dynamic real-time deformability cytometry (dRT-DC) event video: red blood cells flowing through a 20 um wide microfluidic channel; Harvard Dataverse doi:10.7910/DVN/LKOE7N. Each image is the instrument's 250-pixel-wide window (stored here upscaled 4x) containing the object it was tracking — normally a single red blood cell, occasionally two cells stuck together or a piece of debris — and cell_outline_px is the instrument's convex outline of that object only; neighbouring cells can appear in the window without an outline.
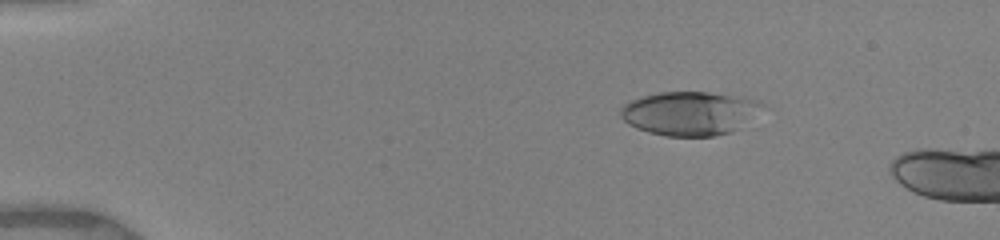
{"species": "human", "species_latin": "Homo sapiens", "temperature_condition": "warm", "stored_images_in_passage": 11, "camera_frame_rate_fps": 3000, "um_per_image_px": 0.085, "donor": {"sex": "female"}, "frame": {"image": 1, "passage_image": 7, "time_ms": 2.667, "image_size_px": [1000, 240], "cell_outline_px": [[772, 108], [732, 132], [712, 136], [668, 136], [648, 132], [636, 128], [628, 124], [620, 116], [620, 108], [624, 104], [632, 100], [644, 96], [660, 92], [708, 92], [740, 96], [760, 100]], "centroid_in_image_um": [58.76, 9.62], "position_along_channel_um": 26.2, "area_um2": 36.99}}